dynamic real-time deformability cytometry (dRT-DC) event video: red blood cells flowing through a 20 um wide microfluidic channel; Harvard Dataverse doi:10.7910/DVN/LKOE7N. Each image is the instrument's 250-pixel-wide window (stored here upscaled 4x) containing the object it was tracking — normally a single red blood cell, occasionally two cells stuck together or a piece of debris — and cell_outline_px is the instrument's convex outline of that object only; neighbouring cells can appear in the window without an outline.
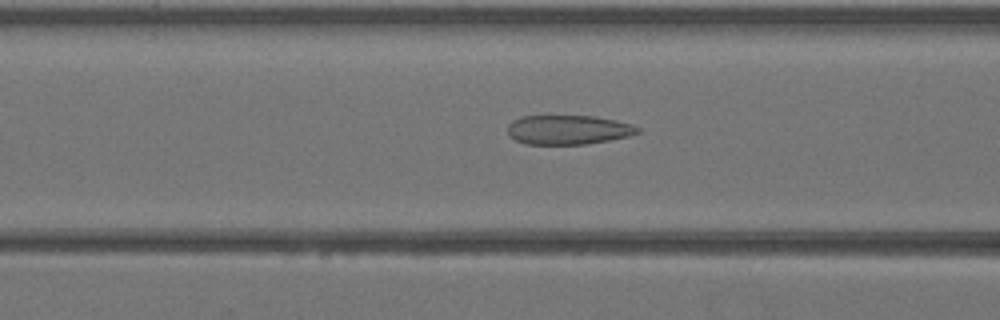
{"species": "Egyptian fruit bat (a non-hibernating species)", "species_latin": "Rousettus aegyptiacus", "temperature_condition": "warm", "stored_images_in_passage": 38, "camera_frame_rate_fps": 3000, "um_per_image_px": 0.085, "animal": {"sex": "female"}, "frame": {"image": 1, "passage_image": 13, "time_ms": 4.0, "image_size_px": [1000, 320], "cell_outline_px": [[640, 132], [628, 136], [588, 144], [524, 144], [508, 136], [508, 124], [512, 120], [520, 116], [596, 116], [616, 120], [632, 124], [640, 128]], "centroid_in_image_um": [48.28, 11.03], "position_along_channel_um": 118.3, "area_um2": 22.37}}
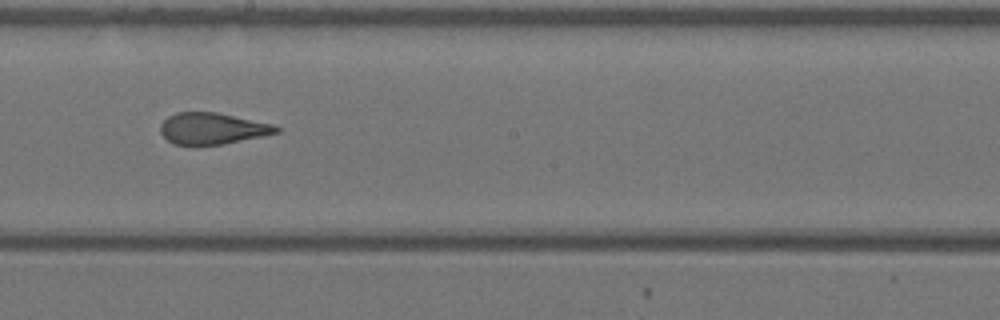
{"frame": {"image": 2, "passage_image": 20, "time_ms": 6.333, "image_size_px": [1000, 320], "cell_outline_px": [[280, 132], [224, 144], [172, 144], [160, 132], [160, 124], [168, 116], [176, 112], [216, 112], [272, 124], [280, 128]], "centroid_in_image_um": [18.03, 10.91], "position_along_channel_um": 230.2, "area_um2": 20.98}}
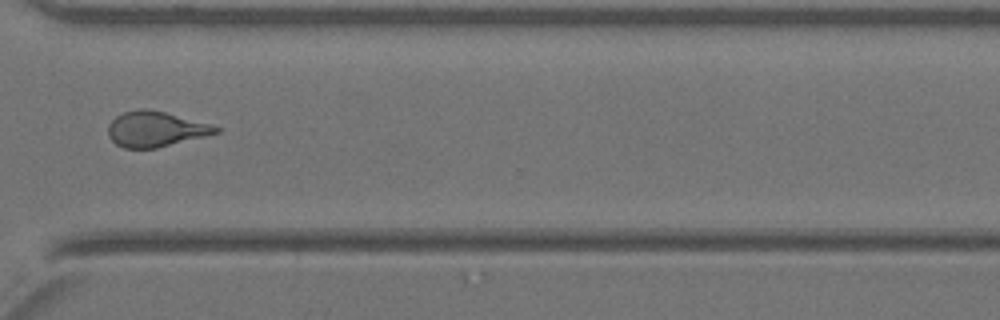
{"frame": {"image": 3, "passage_image": 28, "time_ms": 9.0, "image_size_px": [1000, 320], "cell_outline_px": [[220, 132], [156, 148], [124, 148], [116, 144], [108, 136], [108, 124], [116, 116], [124, 112], [140, 108], [144, 108], [164, 112], [212, 124], [220, 128]], "centroid_in_image_um": [13.2, 10.97], "position_along_channel_um": 357.4, "area_um2": 22.02}}